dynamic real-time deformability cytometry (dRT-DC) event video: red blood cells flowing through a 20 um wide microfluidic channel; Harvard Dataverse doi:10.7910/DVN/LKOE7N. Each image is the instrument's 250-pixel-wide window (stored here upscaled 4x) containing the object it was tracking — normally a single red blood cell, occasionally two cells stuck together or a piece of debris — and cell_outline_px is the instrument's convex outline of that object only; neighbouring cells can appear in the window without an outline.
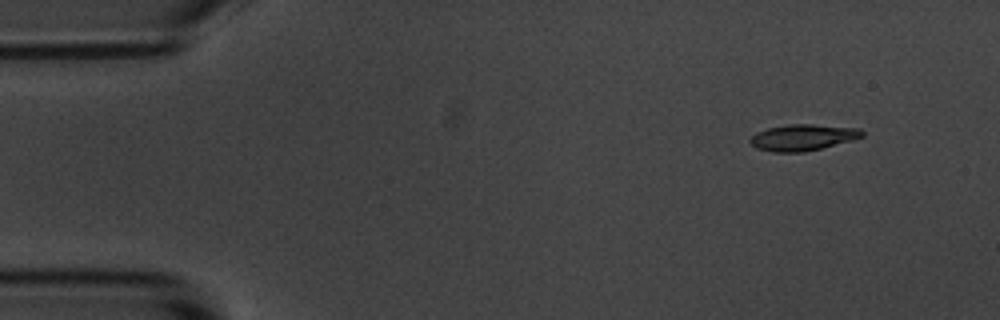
{"species": "common noctule bat (a hibernating species)", "species_latin": "Nyctalus noctula", "temperature_condition": "room temperature", "stored_images_in_passage": 4, "camera_frame_rate_fps": 3000, "um_per_image_px": 0.085, "animal": {"sex": "male", "body_mass_g": 20.1, "forearm_length_mm": 53.5}, "frame": {"image": 1, "passage_image": 1, "time_ms": 0.0, "image_size_px": [1000, 320], "cell_outline_px": [[864, 136], [852, 140], [804, 152], [772, 152], [756, 148], [748, 140], [756, 132], [768, 128], [788, 124], [812, 124], [860, 128], [864, 132]], "centroid_in_image_um": [68.23, 11.67], "position_along_channel_um": 16.8, "area_um2": 17.11}}